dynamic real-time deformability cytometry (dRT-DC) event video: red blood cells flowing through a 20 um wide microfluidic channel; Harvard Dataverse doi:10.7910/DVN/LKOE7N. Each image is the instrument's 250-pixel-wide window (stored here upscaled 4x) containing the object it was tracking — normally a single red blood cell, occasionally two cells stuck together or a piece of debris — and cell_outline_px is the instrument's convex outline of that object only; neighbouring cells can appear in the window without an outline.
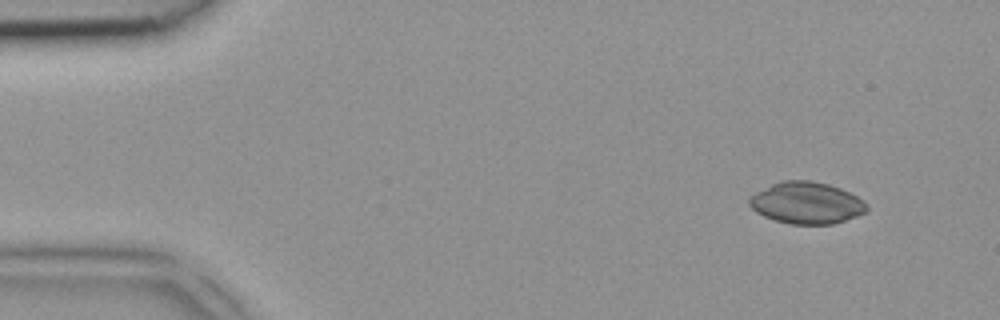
{"species": "common noctule bat (a hibernating species)", "species_latin": "Nyctalus noctula", "temperature_condition": "room temperature", "stored_images_in_passage": 4, "camera_frame_rate_fps": 3000, "um_per_image_px": 0.085, "animal": {"sex": "female", "body_mass_g": 18.4}, "frame": {"image": 1, "passage_image": 1, "time_ms": 0.0, "image_size_px": [1000, 320], "cell_outline_px": [[868, 208], [864, 212], [856, 216], [832, 224], [792, 224], [776, 220], [764, 216], [756, 212], [748, 204], [748, 196], [772, 184], [784, 180], [812, 180], [828, 184], [840, 188], [864, 200], [868, 204]], "centroid_in_image_um": [68.54, 17.24], "position_along_channel_um": 16.5, "area_um2": 28.5}}
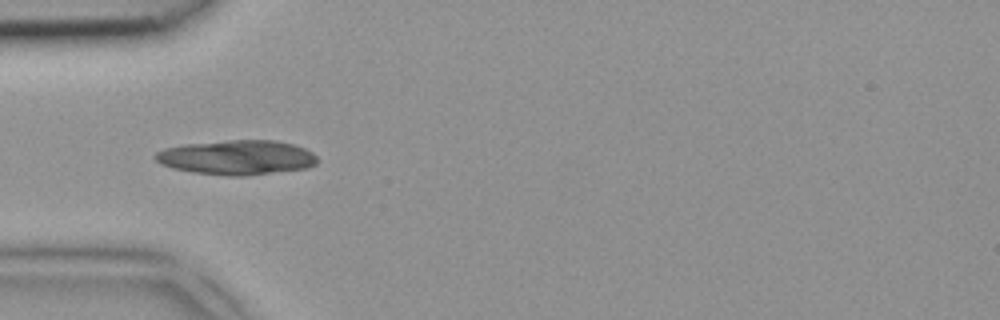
{"frame": {"image": 2, "passage_image": 4, "time_ms": 1.0, "image_size_px": [1000, 320], "cell_outline_px": [[316, 164], [308, 168], [244, 176], [228, 176], [192, 172], [172, 168], [160, 164], [152, 156], [156, 152], [164, 148], [184, 144], [228, 140], [276, 140], [292, 144], [304, 148], [312, 152], [316, 156]], "centroid_in_image_um": [20.1, 13.38], "position_along_channel_um": 64.9, "area_um2": 32.83}}